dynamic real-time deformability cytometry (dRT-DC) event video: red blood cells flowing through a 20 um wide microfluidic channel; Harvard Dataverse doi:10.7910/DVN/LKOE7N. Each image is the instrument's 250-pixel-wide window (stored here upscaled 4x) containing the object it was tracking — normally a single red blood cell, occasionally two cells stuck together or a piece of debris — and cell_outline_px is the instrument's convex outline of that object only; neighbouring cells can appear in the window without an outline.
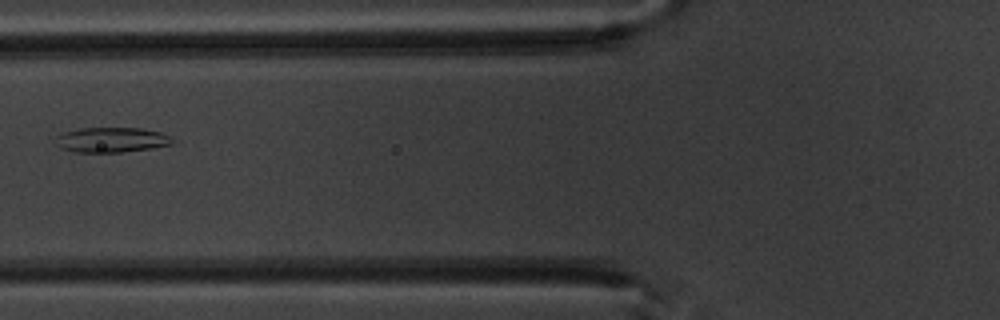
{"species": "common noctule bat (a hibernating species)", "species_latin": "Nyctalus noctula", "temperature_condition": "warm", "stored_images_in_passage": 7, "camera_frame_rate_fps": 3000, "um_per_image_px": 0.085, "animal": {"sex": "male", "body_mass_g": 20.1, "forearm_length_mm": 53.5}, "frame": {"image": 1, "passage_image": 6, "time_ms": 6.333, "image_size_px": [1000, 320], "cell_outline_px": [[176, 140], [172, 144], [152, 148], [120, 152], [72, 152], [60, 148], [56, 144], [56, 136], [64, 132], [80, 128], [140, 128], [160, 132], [172, 136]], "centroid_in_image_um": [9.49, 11.89], "position_along_channel_um": 116.3, "area_um2": 17.17}}